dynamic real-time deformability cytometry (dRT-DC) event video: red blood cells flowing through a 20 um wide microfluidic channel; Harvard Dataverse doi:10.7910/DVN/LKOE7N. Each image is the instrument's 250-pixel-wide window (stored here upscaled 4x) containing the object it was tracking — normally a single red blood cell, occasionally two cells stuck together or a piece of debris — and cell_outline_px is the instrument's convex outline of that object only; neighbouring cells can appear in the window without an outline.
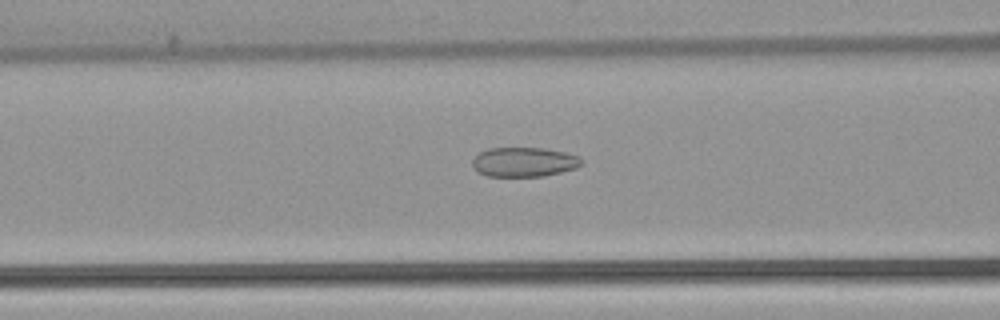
{"species": "common noctule bat (a hibernating species)", "species_latin": "Nyctalus noctula", "temperature_condition": "warm", "stored_images_in_passage": 52, "camera_frame_rate_fps": 3000, "um_per_image_px": 0.085, "animal": {"sex": "female", "body_mass_g": 22.7, "forearm_length_mm": 54.2}, "frame": {"image": 1, "passage_image": 21, "time_ms": 6.667, "image_size_px": [1000, 320], "cell_outline_px": [[584, 164], [576, 168], [544, 176], [488, 176], [476, 172], [472, 168], [472, 160], [480, 152], [488, 148], [544, 148], [564, 152], [580, 156], [584, 160]], "centroid_in_image_um": [44.55, 13.77], "position_along_channel_um": 122.0, "area_um2": 18.96}}
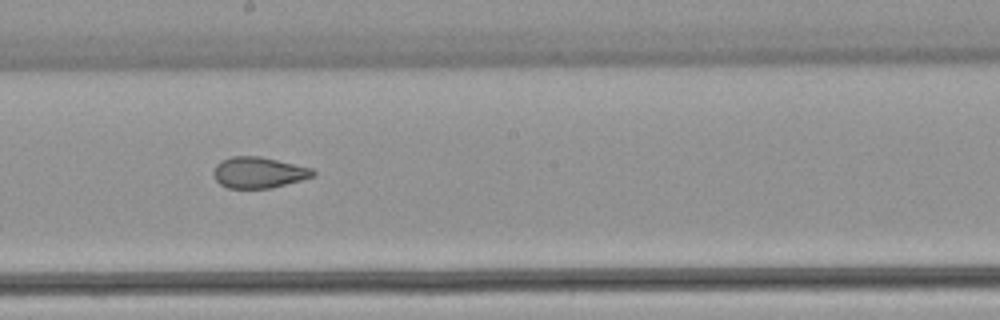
{"frame": {"image": 2, "passage_image": 29, "time_ms": 9.333, "image_size_px": [1000, 320], "cell_outline_px": [[316, 176], [272, 188], [228, 188], [220, 184], [216, 180], [212, 172], [216, 164], [232, 156], [260, 156], [312, 168], [316, 172]], "centroid_in_image_um": [22.0, 14.67], "position_along_channel_um": 226.2, "area_um2": 18.03}}
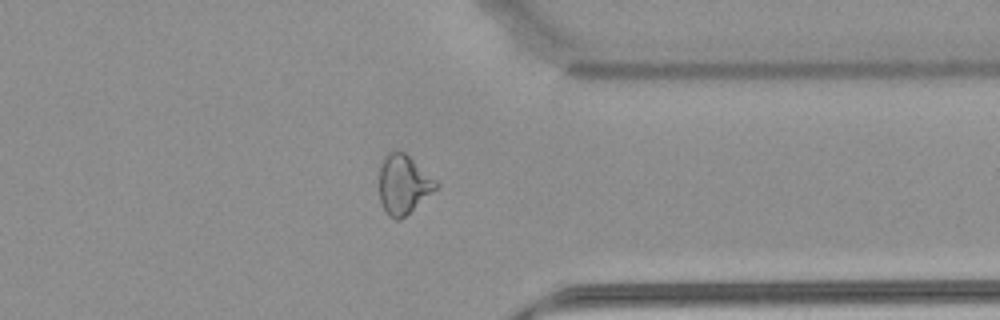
{"frame": {"image": 3, "passage_image": 41, "time_ms": 13.333, "image_size_px": [1000, 320], "cell_outline_px": [[440, 184], [432, 192], [400, 220], [396, 220], [388, 216], [380, 200], [380, 164], [384, 156], [388, 152], [404, 152], [436, 180]], "centroid_in_image_um": [34.27, 15.67], "position_along_channel_um": 377.1, "area_um2": 19.19}, "authors_computed_cell_mechanics": {"area_um2": 21.7328, "velocity_mm_per_s": 3.9055, "shape_relaxation_time_tau1_ms": null, "shape_relaxation_time_tau2_ms": 1.5408, "deformation_change_tau1": null, "deformation_change_tau2": 0.0733}}